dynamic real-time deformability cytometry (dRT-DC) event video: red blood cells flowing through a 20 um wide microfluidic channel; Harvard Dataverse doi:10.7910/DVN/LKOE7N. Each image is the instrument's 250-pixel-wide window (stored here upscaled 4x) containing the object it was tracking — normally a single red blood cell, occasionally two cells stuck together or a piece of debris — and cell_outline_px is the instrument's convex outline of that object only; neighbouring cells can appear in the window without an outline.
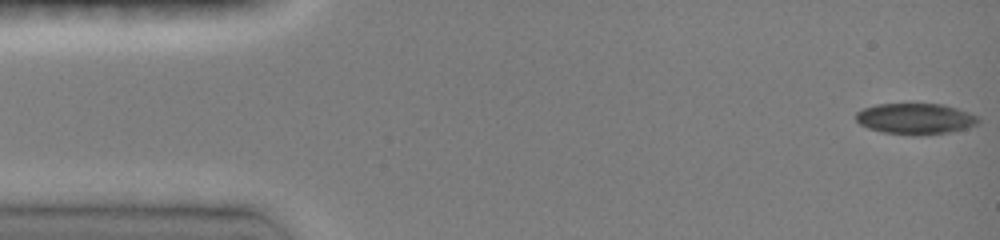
{"species": "common noctule bat (a hibernating species)", "species_latin": "Nyctalus noctula", "temperature_condition": "room temperature", "stored_images_in_passage": 47, "camera_frame_rate_fps": 3000, "um_per_image_px": 0.085, "animal": {"sex": "female", "body_mass_g": 19.0, "forearm_length_mm": 51.5}, "frame": {"image": 1, "passage_image": 1, "time_ms": 0.0, "image_size_px": [1000, 240], "cell_outline_px": [[980, 120], [976, 124], [964, 128], [948, 132], [884, 132], [868, 128], [860, 124], [856, 120], [856, 112], [864, 108], [876, 104], [944, 104], [968, 112], [976, 116]], "centroid_in_image_um": [77.77, 10.04], "position_along_channel_um": 7.2, "area_um2": 20.98}}
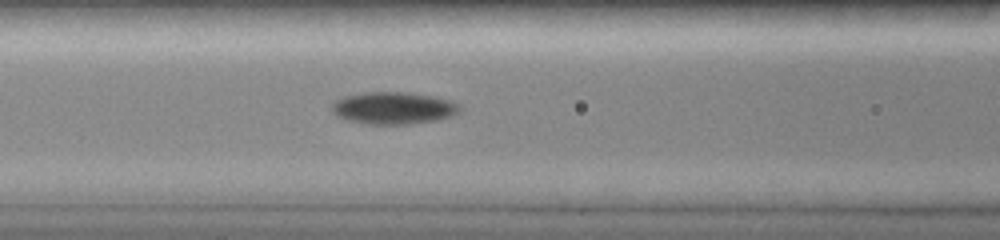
{"frame": {"image": 2, "passage_image": 19, "time_ms": 6.0, "image_size_px": [1000, 240], "cell_outline_px": [[460, 112], [452, 116], [436, 120], [412, 124], [368, 124], [348, 120], [336, 116], [332, 112], [332, 104], [336, 100], [344, 96], [364, 92], [404, 92], [432, 96], [448, 100], [460, 104]], "centroid_in_image_um": [33.44, 9.19], "position_along_channel_um": 133.2, "area_um2": 23.99}}
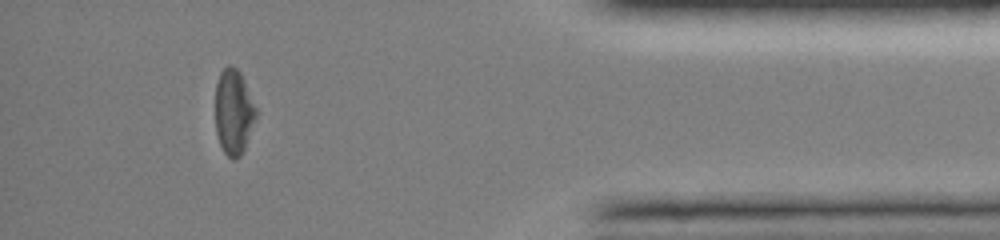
{"frame": {"image": 3, "passage_image": 42, "time_ms": 13.667, "image_size_px": [1000, 240], "cell_outline_px": [[256, 116], [244, 148], [240, 156], [232, 160], [224, 152], [220, 144], [216, 132], [216, 84], [220, 72], [228, 64], [232, 64], [240, 72], [244, 80], [256, 108]], "centroid_in_image_um": [19.84, 9.49], "position_along_channel_um": 415.4, "area_um2": 19.94}, "authors_computed_cell_mechanics": {"area_um2": 21.8484, "velocity_mm_per_s": 4.0907, "shape_relaxation_time_tau1_ms": null, "shape_relaxation_time_tau2_ms": 10.3136, "deformation_change_tau1": null, "deformation_change_tau2": 0.1465}}